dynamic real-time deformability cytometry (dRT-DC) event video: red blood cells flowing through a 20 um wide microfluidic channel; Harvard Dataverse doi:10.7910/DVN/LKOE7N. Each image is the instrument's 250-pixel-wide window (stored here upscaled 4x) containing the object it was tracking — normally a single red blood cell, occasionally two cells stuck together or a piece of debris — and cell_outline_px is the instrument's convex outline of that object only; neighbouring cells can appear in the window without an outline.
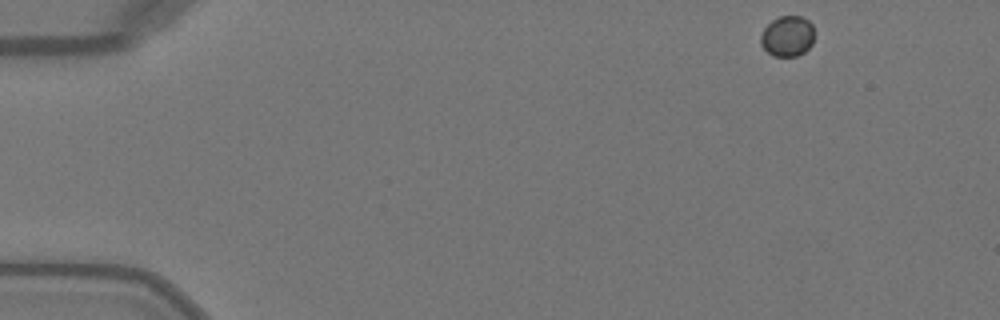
{"species": "Egyptian fruit bat (a non-hibernating species)", "species_latin": "Rousettus aegyptiacus", "temperature_condition": "warm", "stored_images_in_passage": 12, "camera_frame_rate_fps": 3000, "um_per_image_px": 0.085, "animal": {"sex": "female"}, "frame": {"image": 1, "passage_image": 1, "time_ms": 0.0, "image_size_px": [1000, 320], "cell_outline_px": [[812, 44], [804, 52], [796, 56], [772, 56], [760, 44], [760, 36], [764, 28], [772, 20], [780, 16], [800, 16], [808, 20], [812, 24]], "centroid_in_image_um": [66.9, 3.08], "position_along_channel_um": 18.1, "area_um2": 12.6}}
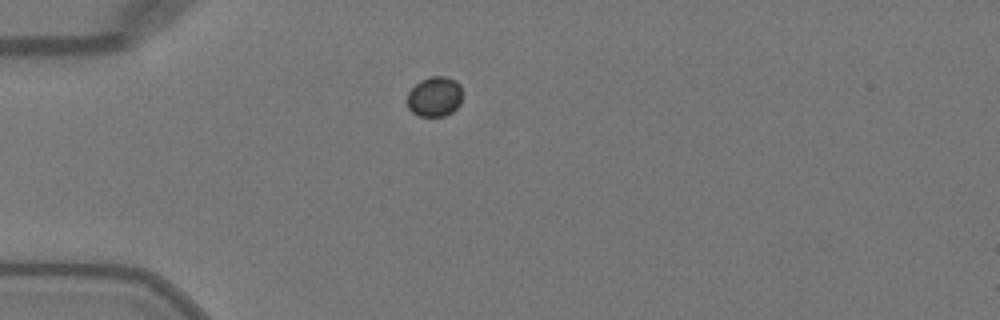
{"frame": {"image": 2, "passage_image": 10, "time_ms": 3.0, "image_size_px": [1000, 320], "cell_outline_px": [[460, 104], [452, 112], [444, 116], [420, 116], [412, 112], [408, 108], [408, 92], [420, 80], [428, 76], [444, 76], [456, 80], [460, 84]], "centroid_in_image_um": [36.93, 8.2], "position_along_channel_um": 48.1, "area_um2": 12.83}}